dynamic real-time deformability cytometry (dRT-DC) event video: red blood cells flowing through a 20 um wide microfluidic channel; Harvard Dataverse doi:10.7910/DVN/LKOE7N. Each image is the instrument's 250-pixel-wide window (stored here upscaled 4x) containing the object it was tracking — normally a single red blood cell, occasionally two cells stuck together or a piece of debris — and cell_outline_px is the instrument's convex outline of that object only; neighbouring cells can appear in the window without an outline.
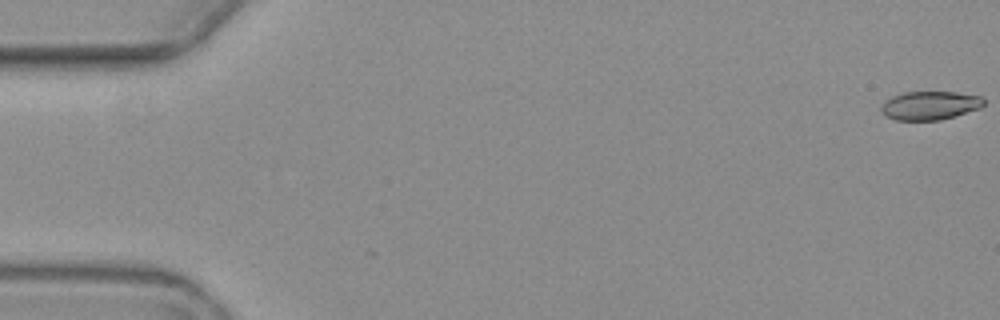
{"species": "common noctule bat (a hibernating species)", "species_latin": "Nyctalus noctula", "temperature_condition": "warm", "stored_images_in_passage": 7, "camera_frame_rate_fps": 3000, "um_per_image_px": 0.085, "animal": {"sex": "female", "body_mass_g": 19.3, "forearm_length_mm": 54.1}, "frame": {"image": 1, "passage_image": 1, "time_ms": 0.0, "image_size_px": [1000, 320], "cell_outline_px": [[984, 104], [980, 108], [940, 120], [896, 120], [884, 116], [880, 112], [880, 108], [884, 100], [892, 96], [904, 92], [956, 92], [980, 96], [984, 100]], "centroid_in_image_um": [78.98, 8.96], "position_along_channel_um": 6.0, "area_um2": 17.17}}
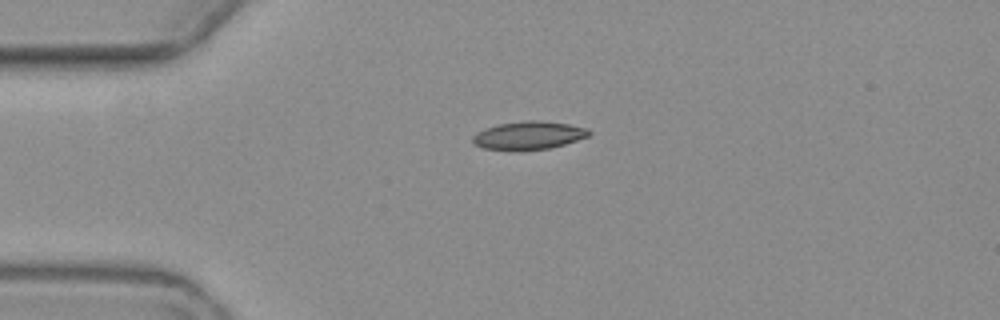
{"frame": {"image": 2, "passage_image": 5, "time_ms": 4.667, "image_size_px": [1000, 320], "cell_outline_px": [[592, 132], [588, 136], [564, 144], [548, 148], [484, 148], [476, 144], [472, 140], [472, 136], [476, 132], [484, 128], [496, 124], [524, 120], [540, 120], [568, 124], [588, 128]], "centroid_in_image_um": [44.95, 11.45], "position_along_channel_um": 40.1, "area_um2": 18.5}}
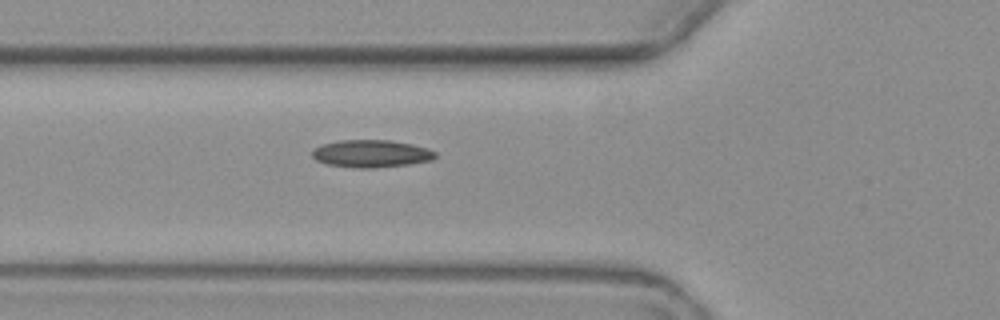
{"frame": {"image": 3, "passage_image": 7, "time_ms": 7.0, "image_size_px": [1000, 320], "cell_outline_px": [[436, 156], [432, 160], [408, 164], [372, 168], [356, 168], [328, 164], [316, 160], [312, 156], [312, 148], [324, 144], [340, 140], [392, 140], [412, 144], [428, 148], [436, 152]], "centroid_in_image_um": [31.56, 13.05], "position_along_channel_um": 94.2, "area_um2": 19.71}}